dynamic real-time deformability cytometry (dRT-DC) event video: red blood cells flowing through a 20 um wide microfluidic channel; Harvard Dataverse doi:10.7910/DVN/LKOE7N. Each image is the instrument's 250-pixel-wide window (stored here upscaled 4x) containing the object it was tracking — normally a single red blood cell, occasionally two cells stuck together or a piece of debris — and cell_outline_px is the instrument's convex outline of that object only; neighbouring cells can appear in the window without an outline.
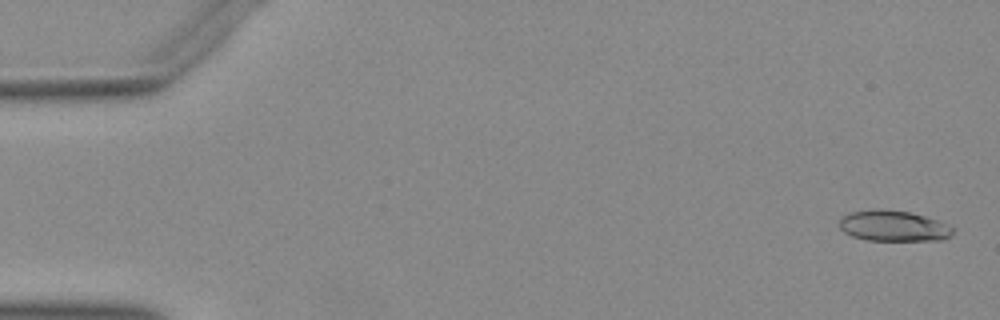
{"species": "Egyptian fruit bat (a non-hibernating species)", "species_latin": "Rousettus aegyptiacus", "temperature_condition": "warm", "stored_images_in_passage": 52, "camera_frame_rate_fps": 3000, "um_per_image_px": 0.085, "animal": {"sex": "female"}, "frame": {"image": 1, "passage_image": 2, "time_ms": 0.333, "image_size_px": [1000, 320], "cell_outline_px": [[952, 236], [944, 240], [868, 240], [852, 236], [844, 232], [840, 228], [840, 220], [844, 216], [852, 212], [876, 208], [880, 208], [908, 212], [924, 216], [936, 220], [952, 228]], "centroid_in_image_um": [75.93, 19.2], "position_along_channel_um": 9.1, "area_um2": 20.11}}
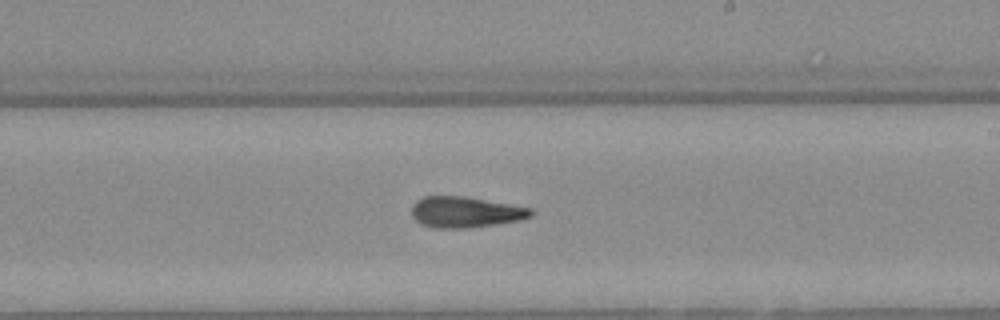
{"frame": {"image": 2, "passage_image": 31, "time_ms": 10.0, "image_size_px": [1000, 320], "cell_outline_px": [[536, 212], [532, 216], [520, 220], [468, 228], [436, 228], [420, 224], [412, 216], [412, 204], [416, 200], [424, 196], [464, 196], [532, 208]], "centroid_in_image_um": [39.56, 18.02], "position_along_channel_um": 249.4, "area_um2": 21.56}}
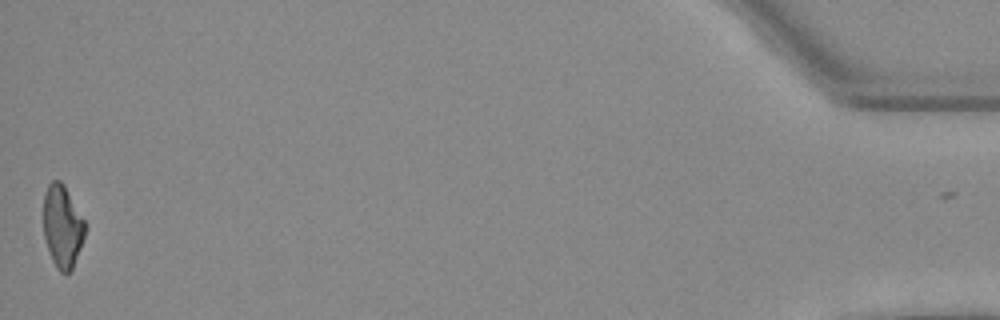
{"frame": {"image": 3, "passage_image": 52, "time_ms": 17.0, "image_size_px": [1000, 320], "cell_outline_px": [[84, 236], [80, 248], [72, 268], [68, 272], [60, 272], [52, 260], [44, 236], [44, 192], [48, 184], [52, 180], [60, 180], [64, 184], [84, 220]], "centroid_in_image_um": [5.29, 19.2], "position_along_channel_um": 429.9, "area_um2": 19.59}}